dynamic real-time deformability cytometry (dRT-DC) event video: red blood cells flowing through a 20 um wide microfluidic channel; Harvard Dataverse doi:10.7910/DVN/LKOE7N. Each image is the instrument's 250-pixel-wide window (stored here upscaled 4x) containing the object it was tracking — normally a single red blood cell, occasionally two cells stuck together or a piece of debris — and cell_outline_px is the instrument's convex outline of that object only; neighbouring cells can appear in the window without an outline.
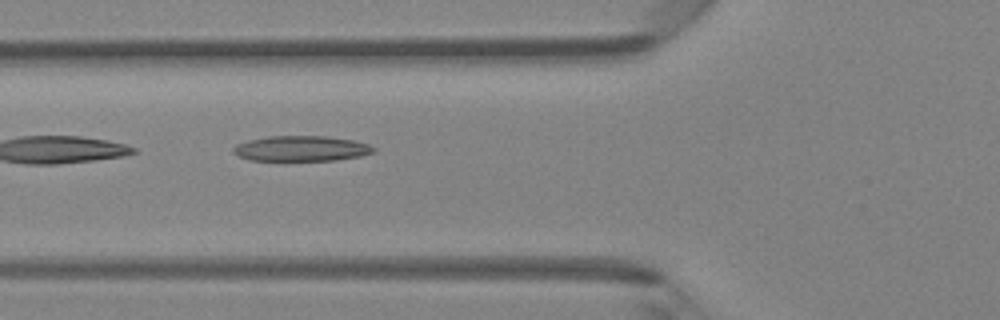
{"species": "Egyptian fruit bat (a non-hibernating species)", "species_latin": "Rousettus aegyptiacus", "temperature_condition": "room temperature", "stored_images_in_passage": 47, "camera_frame_rate_fps": 3000, "um_per_image_px": 0.085, "animal": {"sex": "female"}, "frame": {"image": 1, "passage_image": 17, "time_ms": 5.333, "image_size_px": [1000, 320], "cell_outline_px": [[376, 152], [360, 156], [336, 160], [248, 160], [232, 152], [232, 148], [236, 144], [248, 140], [268, 136], [324, 136], [352, 140], [368, 144], [376, 148]], "centroid_in_image_um": [25.6, 12.62], "position_along_channel_um": 100.2, "area_um2": 20.69}}
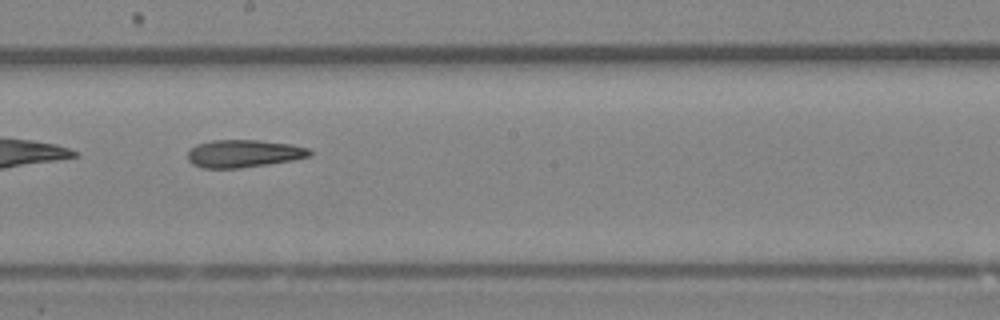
{"frame": {"image": 2, "passage_image": 26, "time_ms": 8.333, "image_size_px": [1000, 320], "cell_outline_px": [[312, 156], [292, 160], [268, 164], [240, 168], [200, 168], [192, 164], [188, 160], [188, 152], [196, 144], [212, 140], [260, 140], [292, 144], [308, 148], [312, 152]], "centroid_in_image_um": [20.72, 13.05], "position_along_channel_um": 227.5, "area_um2": 19.77}}
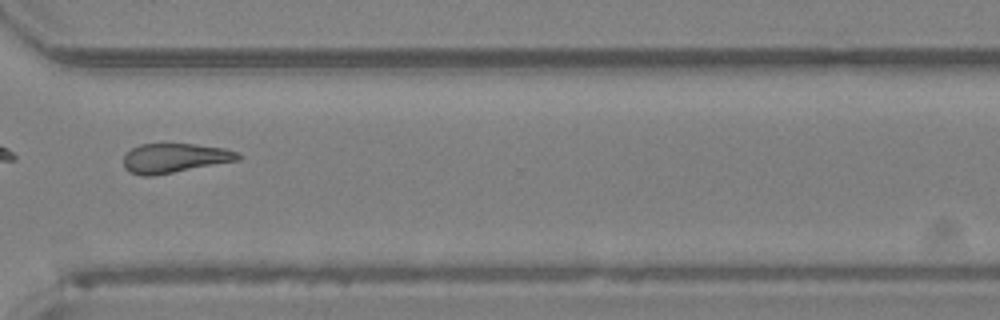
{"frame": {"image": 3, "passage_image": 35, "time_ms": 11.333, "image_size_px": [1000, 320], "cell_outline_px": [[244, 156], [240, 160], [152, 176], [140, 176], [128, 172], [124, 168], [124, 156], [132, 148], [140, 144], [196, 144], [224, 148], [236, 152]], "centroid_in_image_um": [14.85, 13.44], "position_along_channel_um": 355.8, "area_um2": 19.71}}